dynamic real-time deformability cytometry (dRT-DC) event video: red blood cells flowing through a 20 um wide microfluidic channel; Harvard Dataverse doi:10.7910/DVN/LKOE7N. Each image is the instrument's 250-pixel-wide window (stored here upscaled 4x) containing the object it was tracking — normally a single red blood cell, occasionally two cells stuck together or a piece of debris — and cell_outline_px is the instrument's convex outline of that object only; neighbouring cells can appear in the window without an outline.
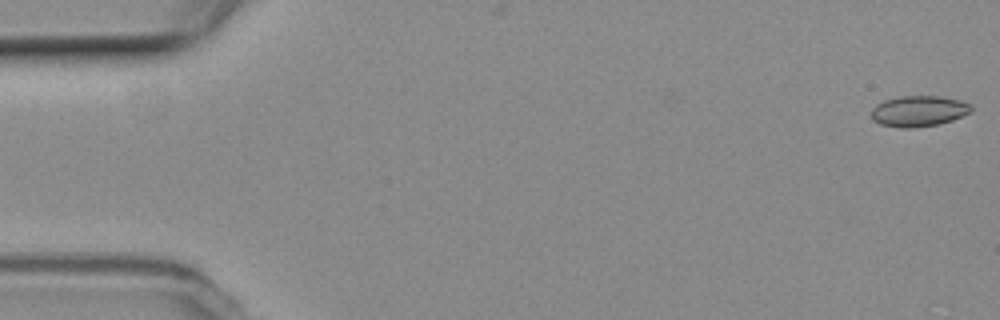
{"species": "common noctule bat (a hibernating species)", "species_latin": "Nyctalus noctula", "temperature_condition": "room temperature", "stored_images_in_passage": 20, "camera_frame_rate_fps": 3000, "um_per_image_px": 0.085, "animal": {"sex": "female", "body_mass_g": 19.3, "forearm_length_mm": 54.1}, "frame": {"image": 1, "passage_image": 1, "time_ms": 0.0, "image_size_px": [1000, 320], "cell_outline_px": [[972, 108], [968, 112], [952, 120], [940, 124], [912, 128], [900, 128], [880, 124], [872, 120], [872, 108], [876, 104], [884, 100], [900, 96], [940, 96], [960, 100], [972, 104]], "centroid_in_image_um": [78.06, 9.44], "position_along_channel_um": 6.9, "area_um2": 17.98}}
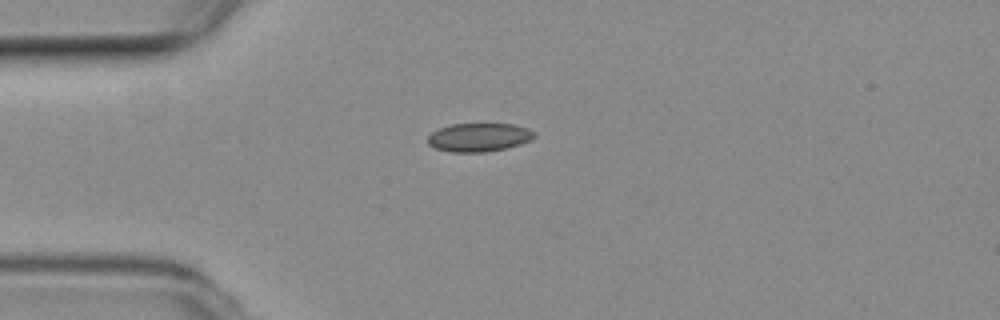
{"frame": {"image": 2, "passage_image": 14, "time_ms": 4.333, "image_size_px": [1000, 320], "cell_outline_px": [[536, 136], [532, 140], [508, 148], [484, 152], [452, 152], [436, 148], [428, 144], [428, 136], [432, 132], [440, 128], [452, 124], [512, 124], [528, 128], [536, 132]], "centroid_in_image_um": [40.75, 11.67], "position_along_channel_um": 44.2, "area_um2": 17.74}}
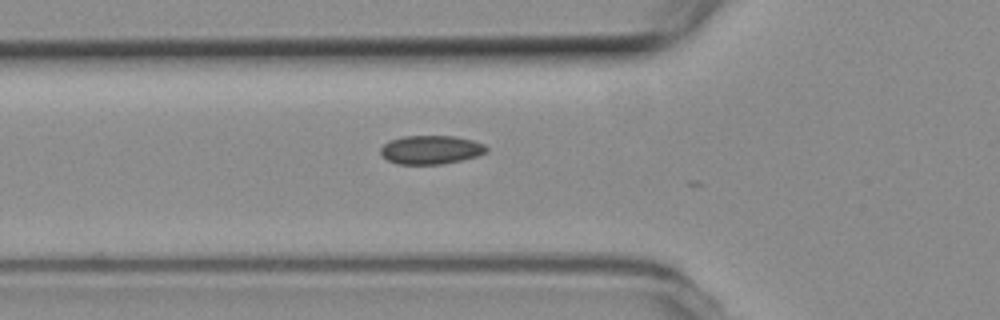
{"frame": {"image": 3, "passage_image": 19, "time_ms": 6.0, "image_size_px": [1000, 320], "cell_outline_px": [[488, 152], [476, 156], [460, 160], [440, 164], [396, 164], [388, 160], [380, 152], [380, 148], [388, 140], [404, 136], [456, 136], [472, 140], [484, 144], [488, 148]], "centroid_in_image_um": [36.62, 12.72], "position_along_channel_um": 89.2, "area_um2": 17.69}}